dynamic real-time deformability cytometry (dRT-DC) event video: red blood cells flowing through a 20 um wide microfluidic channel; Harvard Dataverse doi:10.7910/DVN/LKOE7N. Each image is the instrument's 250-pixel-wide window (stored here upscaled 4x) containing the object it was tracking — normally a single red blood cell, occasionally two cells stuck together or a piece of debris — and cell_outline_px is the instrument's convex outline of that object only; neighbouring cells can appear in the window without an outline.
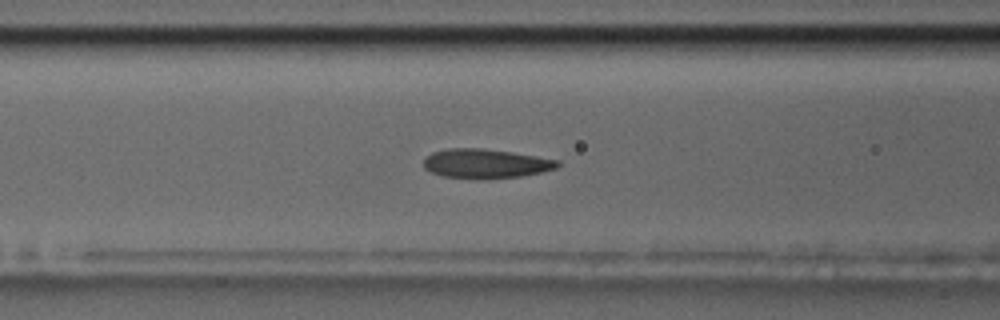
{"species": "common noctule bat (a hibernating species)", "species_latin": "Nyctalus noctula", "temperature_condition": "room temperature", "stored_images_in_passage": 29, "camera_frame_rate_fps": 3000, "um_per_image_px": 0.085, "animal": {"sex": "male", "body_mass_g": 17.5, "forearm_length_mm": 52.3}, "frame": {"image": 1, "passage_image": 5, "time_ms": 1.333, "image_size_px": [1000, 320], "cell_outline_px": [[560, 164], [556, 168], [540, 172], [520, 176], [488, 180], [480, 180], [444, 176], [432, 172], [424, 168], [424, 160], [432, 152], [448, 148], [484, 148], [512, 152], [560, 160]], "centroid_in_image_um": [41.29, 13.91], "position_along_channel_um": 125.3, "area_um2": 23.06}}
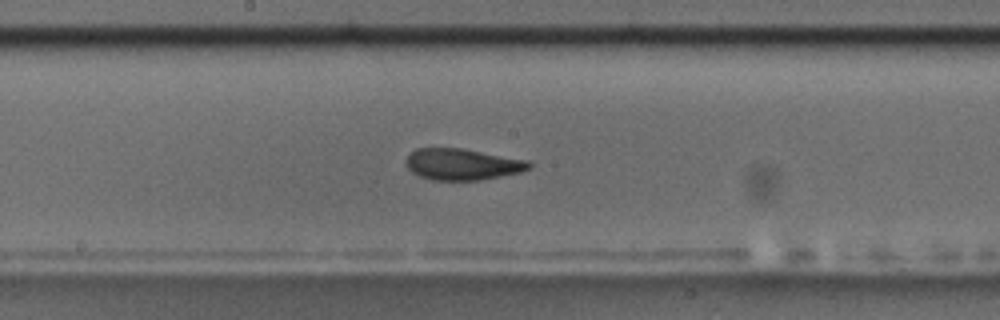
{"frame": {"image": 2, "passage_image": 12, "time_ms": 3.667, "image_size_px": [1000, 320], "cell_outline_px": [[532, 168], [520, 172], [480, 180], [432, 180], [420, 176], [412, 172], [404, 164], [408, 156], [416, 148], [460, 148], [528, 160], [532, 164]], "centroid_in_image_um": [39.3, 13.97], "position_along_channel_um": 208.9, "area_um2": 22.43}}
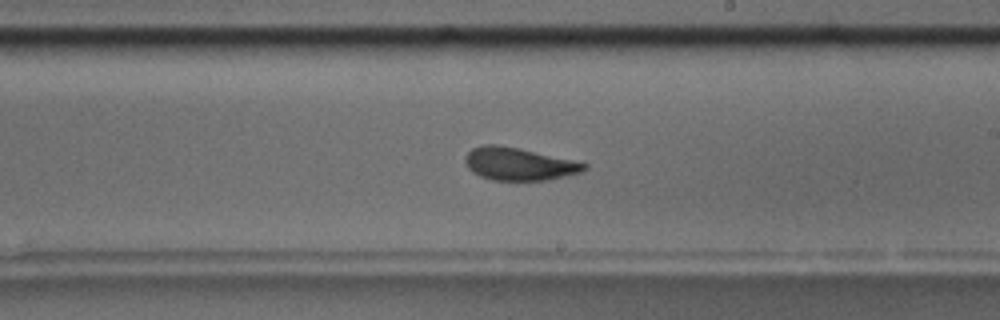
{"frame": {"image": 3, "passage_image": 15, "time_ms": 4.667, "image_size_px": [1000, 320], "cell_outline_px": [[588, 168], [580, 172], [548, 180], [492, 180], [480, 176], [472, 172], [468, 168], [464, 160], [464, 156], [472, 148], [484, 144], [496, 144], [520, 148], [572, 160], [588, 164]], "centroid_in_image_um": [44.06, 13.93], "position_along_channel_um": 244.9, "area_um2": 22.66}}